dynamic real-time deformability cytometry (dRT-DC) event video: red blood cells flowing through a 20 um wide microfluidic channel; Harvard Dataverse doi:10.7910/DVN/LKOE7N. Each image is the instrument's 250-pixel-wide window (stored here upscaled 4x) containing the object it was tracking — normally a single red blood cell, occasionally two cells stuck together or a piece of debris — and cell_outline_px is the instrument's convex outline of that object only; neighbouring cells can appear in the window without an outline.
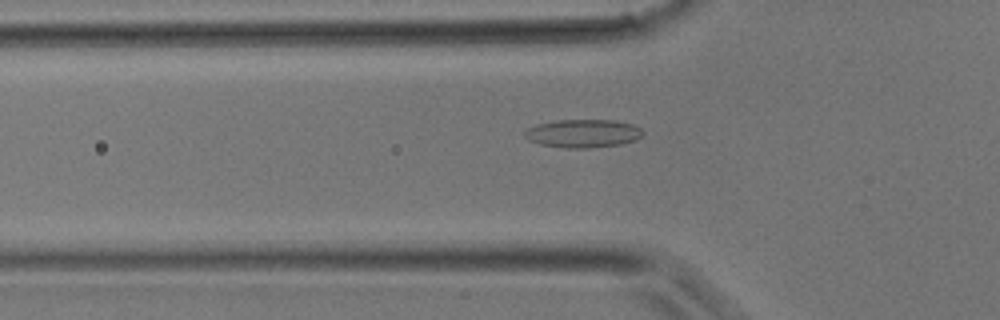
{"species": "common noctule bat (a hibernating species)", "species_latin": "Nyctalus noctula", "temperature_condition": "room temperature", "stored_images_in_passage": 35, "camera_frame_rate_fps": 3000, "um_per_image_px": 0.085, "animal": {"sex": "male", "body_mass_g": 17.9}, "frame": {"image": 1, "passage_image": 10, "time_ms": 3.0, "image_size_px": [1000, 320], "cell_outline_px": [[644, 132], [636, 140], [620, 144], [588, 148], [564, 148], [540, 144], [528, 140], [524, 136], [524, 132], [528, 128], [536, 124], [556, 120], [616, 120], [632, 124], [640, 128]], "centroid_in_image_um": [49.53, 11.34], "position_along_channel_um": 76.3, "area_um2": 19.48}}
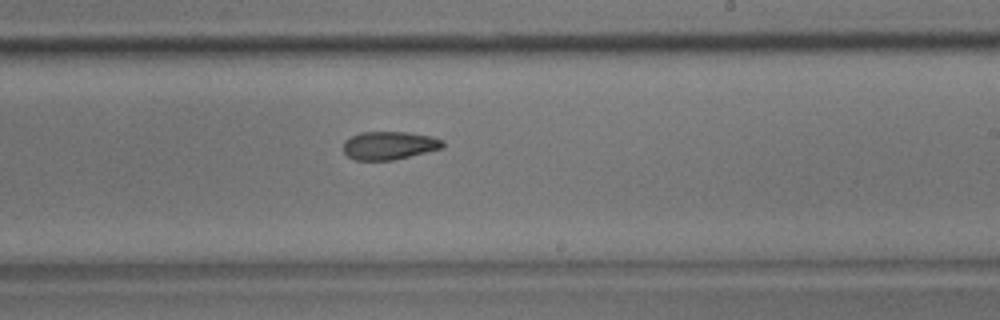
{"frame": {"image": 2, "passage_image": 20, "time_ms": 6.333, "image_size_px": [1000, 320], "cell_outline_px": [[444, 148], [392, 160], [356, 160], [348, 156], [344, 152], [344, 140], [360, 132], [408, 132], [432, 136], [444, 140]], "centroid_in_image_um": [33.11, 12.35], "position_along_channel_um": 255.9, "area_um2": 16.36}}
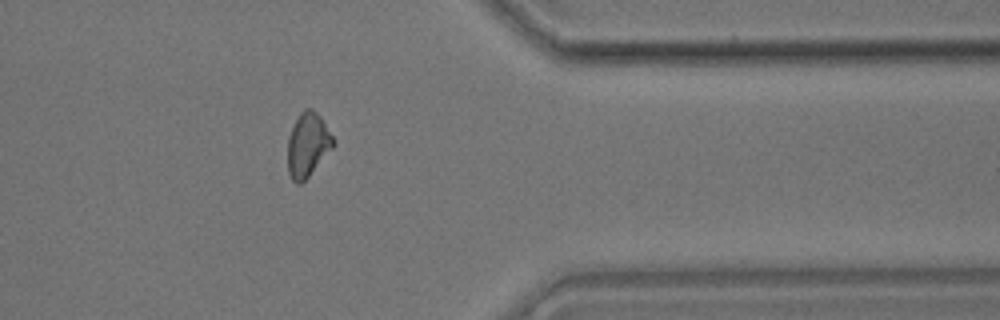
{"frame": {"image": 3, "passage_image": 28, "time_ms": 9.0, "image_size_px": [1000, 320], "cell_outline_px": [[336, 144], [308, 176], [300, 184], [296, 184], [292, 180], [288, 172], [288, 136], [300, 112], [304, 108], [312, 108], [320, 116], [332, 136]], "centroid_in_image_um": [26.15, 12.3], "position_along_channel_um": 385.3, "area_um2": 16.82}}